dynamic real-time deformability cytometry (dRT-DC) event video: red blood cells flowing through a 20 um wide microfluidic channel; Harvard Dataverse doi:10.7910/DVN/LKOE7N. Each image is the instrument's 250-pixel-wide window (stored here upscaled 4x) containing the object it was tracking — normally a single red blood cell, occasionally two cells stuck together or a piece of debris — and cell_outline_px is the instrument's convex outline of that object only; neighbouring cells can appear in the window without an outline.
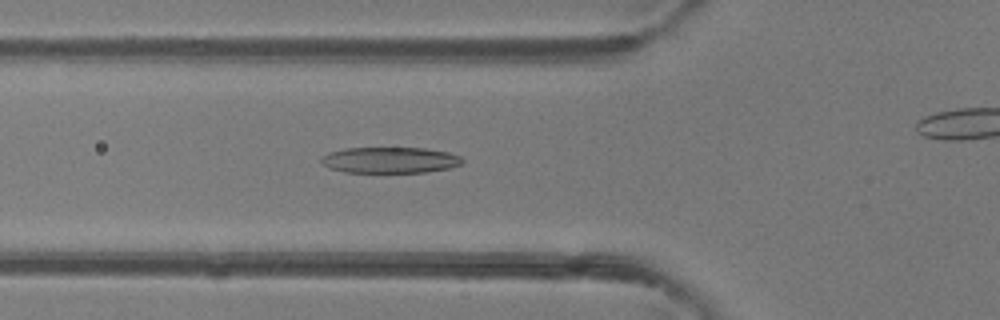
{"species": "common noctule bat (a hibernating species)", "species_latin": "Nyctalus noctula", "temperature_condition": "room temperature", "stored_images_in_passage": 27, "camera_frame_rate_fps": 3000, "um_per_image_px": 0.085, "animal": {"sex": "female"}, "frame": {"image": 1, "passage_image": 5, "time_ms": 1.333, "image_size_px": [1000, 320], "cell_outline_px": [[464, 160], [460, 164], [448, 168], [424, 172], [344, 172], [328, 168], [320, 164], [320, 156], [328, 152], [344, 148], [424, 148], [448, 152], [460, 156]], "centroid_in_image_um": [33.07, 13.6], "position_along_channel_um": 92.7, "area_um2": 21.5}}
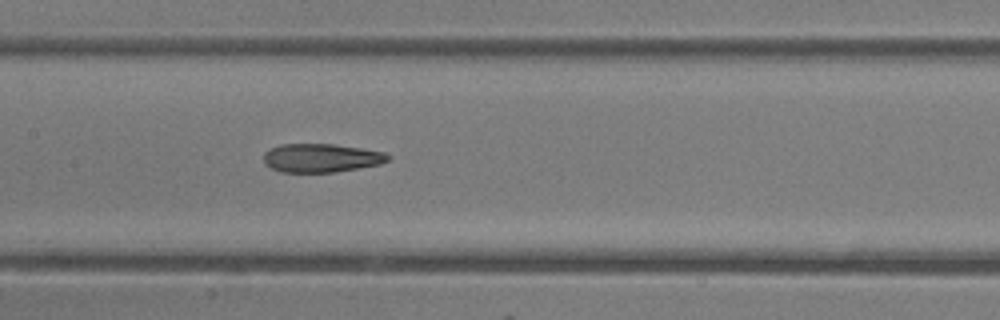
{"frame": {"image": 2, "passage_image": 11, "time_ms": 3.333, "image_size_px": [1000, 320], "cell_outline_px": [[392, 156], [388, 160], [380, 164], [336, 172], [280, 172], [264, 164], [264, 152], [280, 144], [336, 144], [384, 152]], "centroid_in_image_um": [27.3, 13.42], "position_along_channel_um": 180.1, "area_um2": 20.75}}
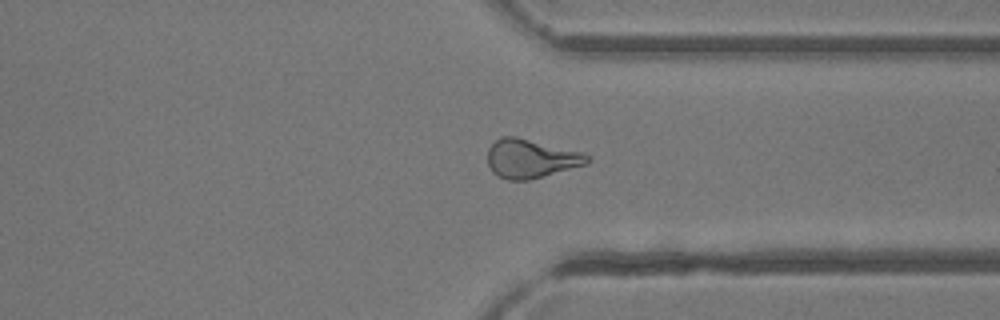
{"frame": {"image": 3, "passage_image": 24, "time_ms": 7.667, "image_size_px": [1000, 320], "cell_outline_px": [[592, 160], [588, 164], [528, 180], [508, 180], [496, 176], [492, 172], [488, 164], [488, 148], [496, 140], [504, 136], [516, 136], [584, 152]], "centroid_in_image_um": [45.14, 13.48], "position_along_channel_um": 366.3, "area_um2": 22.72}}